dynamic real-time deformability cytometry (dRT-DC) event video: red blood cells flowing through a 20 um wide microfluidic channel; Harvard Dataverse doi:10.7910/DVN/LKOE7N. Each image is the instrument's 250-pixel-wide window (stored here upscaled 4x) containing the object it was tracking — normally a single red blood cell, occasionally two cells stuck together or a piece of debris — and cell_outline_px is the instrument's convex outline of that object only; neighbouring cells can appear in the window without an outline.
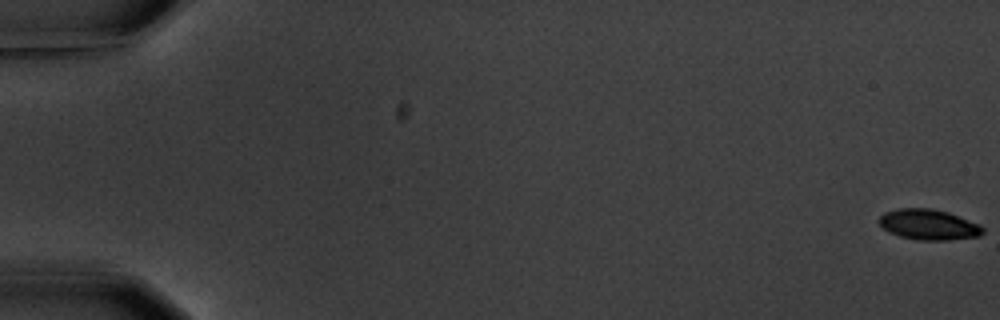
{"species": "common noctule bat (a hibernating species)", "species_latin": "Nyctalus noctula", "temperature_condition": "warm", "stored_images_in_passage": 10, "camera_frame_rate_fps": 3000, "um_per_image_px": 0.085, "animal": {"sex": "male", "body_mass_g": 20.1, "forearm_length_mm": 53.5}, "frame": {"image": 1, "passage_image": 1, "time_ms": 0.0, "image_size_px": [1000, 320], "cell_outline_px": [[984, 232], [980, 236], [948, 240], [916, 240], [900, 236], [888, 232], [876, 220], [884, 212], [896, 208], [932, 208], [948, 212], [980, 224], [984, 228]], "centroid_in_image_um": [78.92, 19.08], "position_along_channel_um": 6.1, "area_um2": 18.67}}